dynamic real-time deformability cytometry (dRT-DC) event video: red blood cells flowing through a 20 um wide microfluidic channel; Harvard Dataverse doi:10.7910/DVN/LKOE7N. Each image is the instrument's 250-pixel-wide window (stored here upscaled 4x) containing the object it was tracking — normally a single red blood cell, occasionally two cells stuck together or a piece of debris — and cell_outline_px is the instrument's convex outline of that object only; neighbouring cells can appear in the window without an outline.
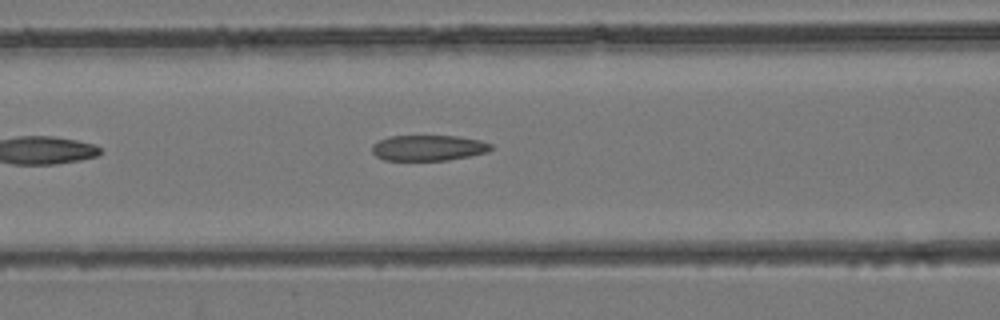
{"species": "common noctule bat (a hibernating species)", "species_latin": "Nyctalus noctula", "temperature_condition": "room temperature", "stored_images_in_passage": 9, "camera_frame_rate_fps": 3000, "um_per_image_px": 0.085, "animal": {"sex": "female", "body_mass_g": 24.6, "forearm_length_mm": 56.2}, "frame": {"image": 1, "passage_image": 6, "time_ms": 1.667, "image_size_px": [1000, 320], "cell_outline_px": [[492, 148], [488, 152], [448, 160], [384, 160], [376, 156], [372, 152], [372, 144], [388, 136], [456, 136], [480, 140], [492, 144]], "centroid_in_image_um": [36.4, 12.57], "position_along_channel_um": 130.2, "area_um2": 17.74}}